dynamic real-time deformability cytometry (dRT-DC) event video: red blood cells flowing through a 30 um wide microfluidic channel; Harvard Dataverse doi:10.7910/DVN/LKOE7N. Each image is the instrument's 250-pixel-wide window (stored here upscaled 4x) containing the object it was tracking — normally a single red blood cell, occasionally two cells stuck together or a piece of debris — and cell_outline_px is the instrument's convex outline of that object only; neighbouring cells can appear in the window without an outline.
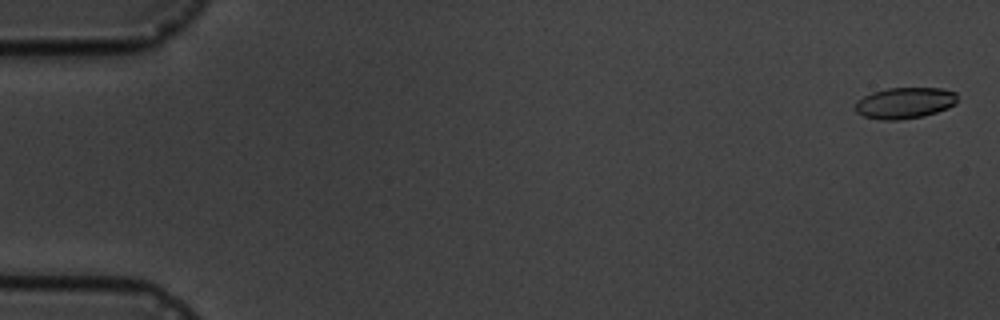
{"species": "common noctule bat (a hibernating species)", "species_latin": "Nyctalus noctula", "temperature_condition": "cold", "stored_images_in_passage": 7, "camera_frame_rate_fps": 3000, "um_per_image_px": 0.085, "animal": {"sex": "male", "body_mass_g": 19.5, "forearm_length_mm": 54.6}, "frame": {"image": 1, "passage_image": 1, "time_ms": 0.0, "image_size_px": [1000, 320], "cell_outline_px": [[956, 104], [948, 108], [924, 116], [900, 120], [880, 120], [864, 116], [856, 112], [852, 108], [856, 100], [872, 92], [888, 88], [940, 88], [956, 92]], "centroid_in_image_um": [76.86, 8.76], "position_along_channel_um": 8.1, "area_um2": 18.79}}
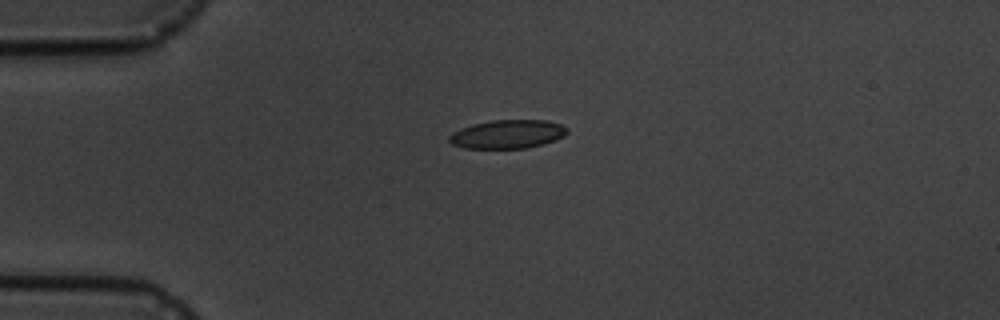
{"frame": {"image": 2, "passage_image": 5, "time_ms": 4.333, "image_size_px": [1000, 320], "cell_outline_px": [[568, 132], [564, 136], [556, 140], [544, 144], [528, 148], [464, 148], [452, 144], [448, 140], [448, 136], [452, 132], [460, 128], [472, 124], [492, 120], [548, 120], [560, 124], [568, 128]], "centroid_in_image_um": [43.15, 11.4], "position_along_channel_um": 41.9, "area_um2": 19.88}}
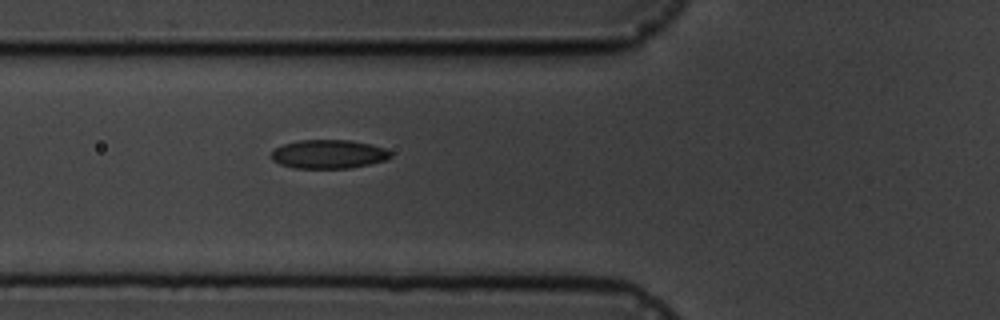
{"frame": {"image": 3, "passage_image": 7, "time_ms": 6.667, "image_size_px": [1000, 320], "cell_outline_px": [[392, 156], [388, 160], [348, 168], [296, 168], [280, 164], [272, 160], [272, 152], [276, 148], [284, 144], [300, 140], [352, 140], [372, 144], [384, 148], [392, 152]], "centroid_in_image_um": [27.98, 13.1], "position_along_channel_um": 97.8, "area_um2": 20.0}}